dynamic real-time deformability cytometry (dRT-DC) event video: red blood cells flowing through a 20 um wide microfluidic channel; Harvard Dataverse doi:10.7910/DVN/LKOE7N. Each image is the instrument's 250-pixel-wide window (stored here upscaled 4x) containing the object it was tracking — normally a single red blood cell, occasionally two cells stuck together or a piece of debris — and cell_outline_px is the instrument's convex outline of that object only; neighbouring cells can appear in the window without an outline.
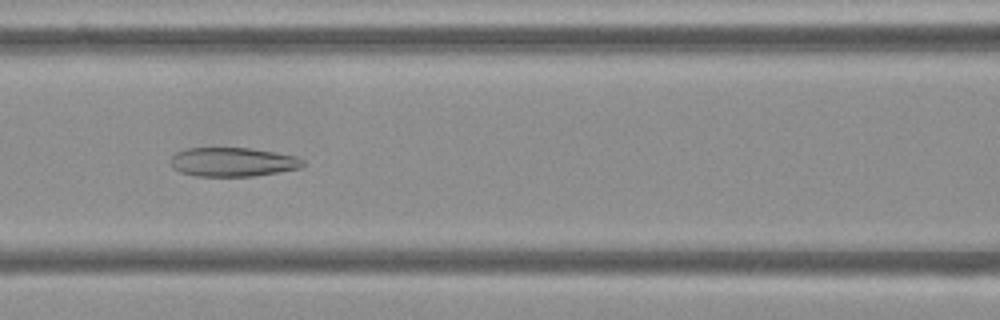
{"species": "Egyptian fruit bat (a non-hibernating species)", "species_latin": "Rousettus aegyptiacus", "temperature_condition": "cold", "stored_images_in_passage": 41, "camera_frame_rate_fps": 3000, "um_per_image_px": 0.085, "frame": {"image": 1, "passage_image": 15, "time_ms": 4.667, "image_size_px": [1000, 320], "cell_outline_px": [[304, 164], [300, 168], [252, 176], [196, 176], [180, 172], [172, 168], [168, 160], [176, 152], [184, 148], [248, 148], [296, 156], [304, 160]], "centroid_in_image_um": [19.71, 13.77], "position_along_channel_um": 146.9, "area_um2": 22.37}}
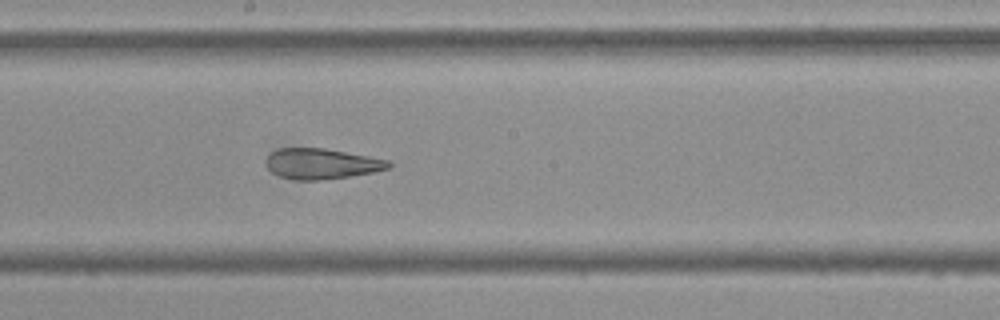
{"frame": {"image": 2, "passage_image": 21, "time_ms": 6.667, "image_size_px": [1000, 320], "cell_outline_px": [[392, 168], [372, 172], [324, 180], [296, 180], [280, 176], [272, 172], [268, 168], [264, 160], [272, 152], [280, 148], [324, 148], [392, 160]], "centroid_in_image_um": [27.37, 13.91], "position_along_channel_um": 220.8, "area_um2": 21.91}}
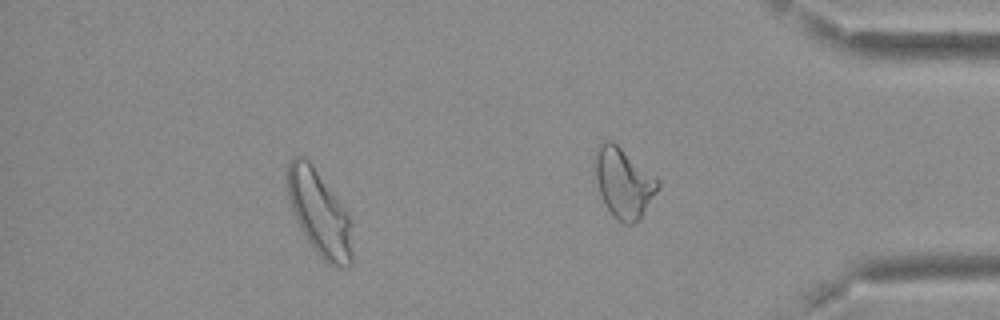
{"frame": {"image": 3, "passage_image": 35, "time_ms": 11.333, "image_size_px": [1000, 320], "cell_outline_px": [[352, 264], [344, 268], [328, 264], [316, 252], [300, 228], [292, 208], [288, 196], [288, 164], [292, 156], [304, 156], [308, 160], [348, 212], [352, 256]], "centroid_in_image_um": [27.15, 18.13], "position_along_channel_um": 408.1, "area_um2": 31.44}, "authors_computed_cell_mechanics": {"area_um2": 24.3338, "velocity_mm_per_s": 3.7013, "shape_relaxation_time_tau1_ms": null, "shape_relaxation_time_tau2_ms": 3.091, "deformation_change_tau1": null, "deformation_change_tau2": 0.1249}}